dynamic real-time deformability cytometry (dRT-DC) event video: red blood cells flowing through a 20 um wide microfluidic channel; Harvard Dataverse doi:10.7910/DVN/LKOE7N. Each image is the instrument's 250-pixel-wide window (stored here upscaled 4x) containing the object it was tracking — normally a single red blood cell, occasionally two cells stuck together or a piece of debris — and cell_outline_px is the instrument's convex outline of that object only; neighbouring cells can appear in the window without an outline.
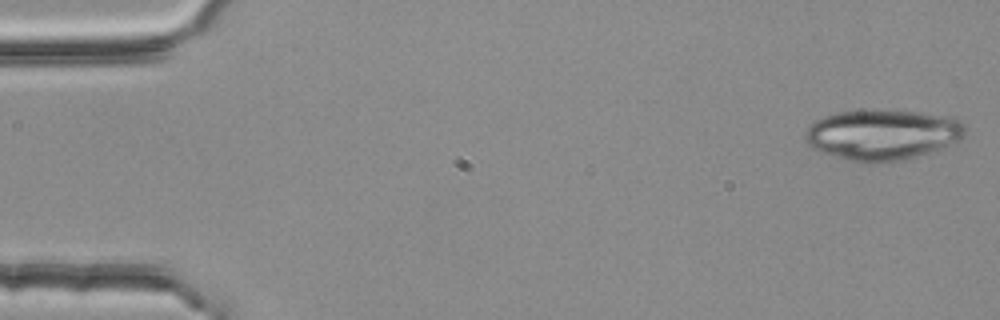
{"species": "common noctule bat (a hibernating species)", "species_latin": "Nyctalus noctula", "temperature_condition": "room temperature", "stored_images_in_passage": 4, "camera_frame_rate_fps": 3000, "um_per_image_px": 0.085, "animal": {"sex": "female", "body_mass_g": 25.1}, "frame": {"image": 1, "passage_image": 1, "time_ms": 0.0, "image_size_px": [1000, 320], "cell_outline_px": [[964, 136], [960, 140], [928, 152], [900, 160], [872, 164], [864, 164], [848, 160], [820, 152], [812, 148], [804, 140], [804, 132], [816, 120], [824, 116], [836, 112], [916, 112], [948, 116], [960, 120], [964, 124]], "centroid_in_image_um": [74.96, 11.48], "position_along_channel_um": 10.0, "area_um2": 46.36}}